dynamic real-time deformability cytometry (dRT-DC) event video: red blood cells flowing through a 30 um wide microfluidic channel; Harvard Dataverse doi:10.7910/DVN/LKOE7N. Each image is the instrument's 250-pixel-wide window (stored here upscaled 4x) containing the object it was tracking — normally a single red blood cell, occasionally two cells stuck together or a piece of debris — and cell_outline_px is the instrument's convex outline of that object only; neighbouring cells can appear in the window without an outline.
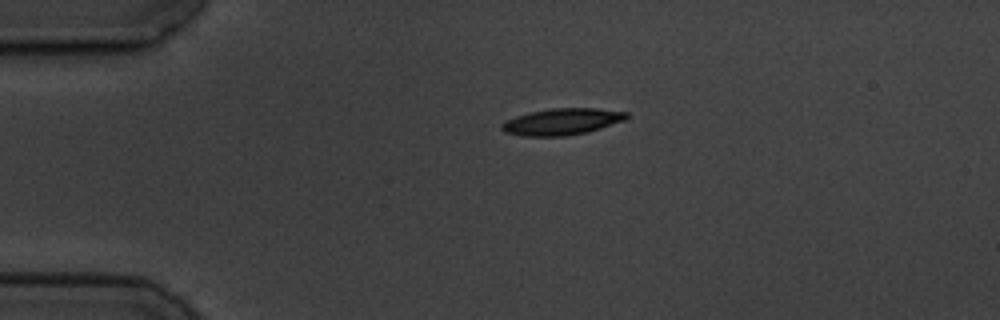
{"species": "common noctule bat (a hibernating species)", "species_latin": "Nyctalus noctula", "temperature_condition": "cold", "stored_images_in_passage": 2, "camera_frame_rate_fps": 3000, "um_per_image_px": 0.085, "animal": {"sex": "male", "body_mass_g": 19.5, "forearm_length_mm": 54.6}, "frame": {"image": 1, "passage_image": 1, "time_ms": 0.0, "image_size_px": [1000, 320], "cell_outline_px": [[628, 116], [624, 120], [588, 132], [564, 136], [524, 136], [504, 132], [500, 128], [500, 124], [516, 116], [532, 112], [552, 108], [596, 108], [628, 112]], "centroid_in_image_um": [47.76, 10.34], "position_along_channel_um": 37.2, "area_um2": 19.13}}